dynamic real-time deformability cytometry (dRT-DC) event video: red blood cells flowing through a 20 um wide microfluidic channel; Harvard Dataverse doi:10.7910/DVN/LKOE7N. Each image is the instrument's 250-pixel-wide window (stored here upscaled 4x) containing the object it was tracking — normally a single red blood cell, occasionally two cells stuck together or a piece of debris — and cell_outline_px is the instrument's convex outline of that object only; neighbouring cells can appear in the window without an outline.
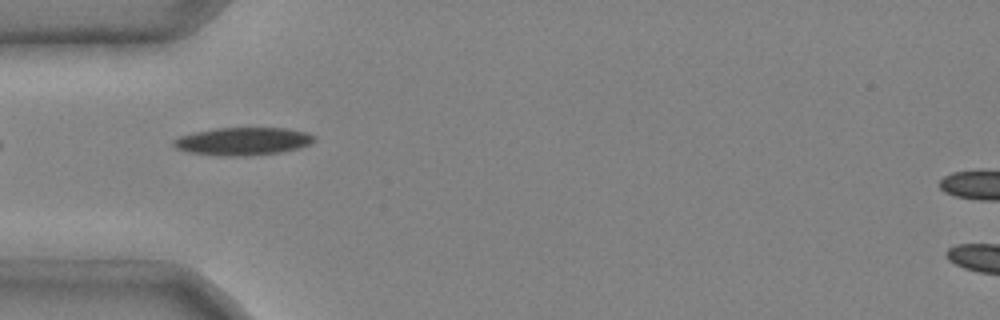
{"species": "common noctule bat (a hibernating species)", "species_latin": "Nyctalus noctula", "temperature_condition": "cold", "stored_images_in_passage": 6, "camera_frame_rate_fps": 3000, "um_per_image_px": 0.085, "animal": {"sex": "male", "body_mass_g": 20.4}, "frame": {"image": 1, "passage_image": 4, "time_ms": 1.0, "image_size_px": [1000, 320], "cell_outline_px": [[316, 140], [312, 144], [300, 148], [280, 152], [248, 156], [220, 156], [188, 152], [176, 148], [172, 144], [172, 140], [180, 136], [192, 132], [216, 128], [288, 128], [308, 132], [316, 136]], "centroid_in_image_um": [20.68, 12.01], "position_along_channel_um": 64.3, "area_um2": 23.18}}
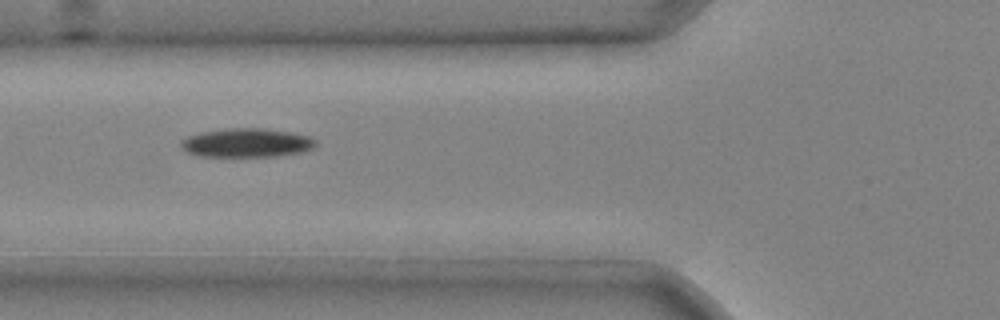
{"frame": {"image": 2, "passage_image": 5, "time_ms": 1.333, "image_size_px": [1000, 320], "cell_outline_px": [[316, 144], [312, 148], [300, 152], [276, 156], [200, 156], [184, 152], [180, 148], [180, 140], [188, 136], [204, 132], [232, 128], [264, 128], [288, 132], [308, 136], [316, 140]], "centroid_in_image_um": [20.91, 12.14], "position_along_channel_um": 104.9, "area_um2": 22.48}}
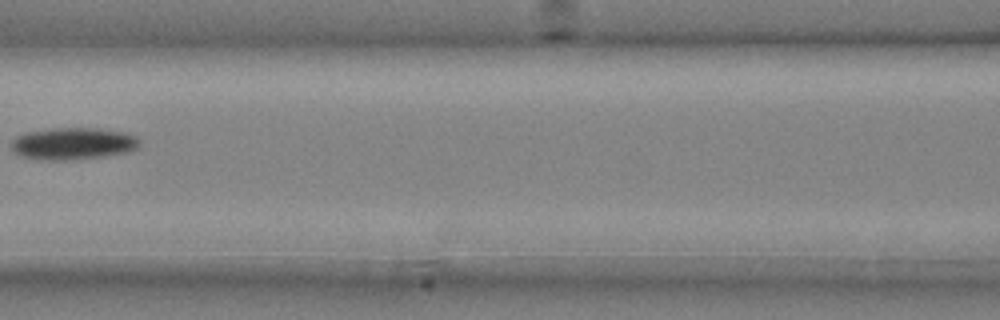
{"frame": {"image": 3, "passage_image": 6, "time_ms": 1.667, "image_size_px": [1000, 320], "cell_outline_px": [[140, 148], [128, 152], [104, 156], [68, 160], [48, 160], [24, 156], [16, 152], [12, 148], [12, 140], [16, 136], [28, 132], [52, 128], [96, 128], [124, 132], [136, 136], [140, 140]], "centroid_in_image_um": [6.28, 12.2], "position_along_channel_um": 160.3, "area_um2": 23.81}}